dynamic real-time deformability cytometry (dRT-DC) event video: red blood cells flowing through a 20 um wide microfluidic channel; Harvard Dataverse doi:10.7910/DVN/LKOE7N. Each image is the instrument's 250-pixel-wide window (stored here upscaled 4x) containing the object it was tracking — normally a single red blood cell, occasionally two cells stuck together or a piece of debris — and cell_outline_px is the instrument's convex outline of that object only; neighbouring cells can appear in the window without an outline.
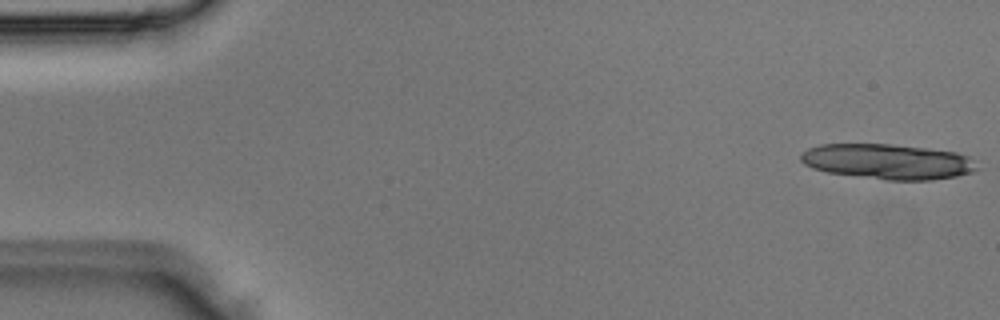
{"species": "Egyptian fruit bat (a non-hibernating species)", "species_latin": "Rousettus aegyptiacus", "temperature_condition": "room temperature", "stored_images_in_passage": 4, "camera_frame_rate_fps": 3000, "um_per_image_px": 0.085, "animal": {"sex": "male"}, "frame": {"image": 1, "passage_image": 1, "time_ms": 0.0, "image_size_px": [1000, 320], "cell_outline_px": [[980, 168], [972, 172], [956, 176], [932, 180], [884, 180], [828, 172], [812, 168], [804, 164], [800, 160], [800, 152], [808, 148], [820, 144], [892, 144], [928, 148], [956, 152], [968, 156]], "centroid_in_image_um": [75.44, 13.73], "position_along_channel_um": 9.6, "area_um2": 36.41}}